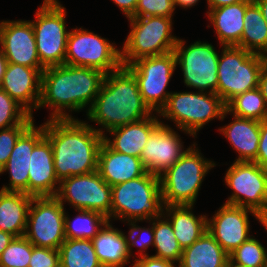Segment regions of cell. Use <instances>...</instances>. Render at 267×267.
Segmentation results:
<instances>
[{"label":"cell","mask_w":267,"mask_h":267,"mask_svg":"<svg viewBox=\"0 0 267 267\" xmlns=\"http://www.w3.org/2000/svg\"><path fill=\"white\" fill-rule=\"evenodd\" d=\"M66 8L59 0H43L31 21L37 54L44 68L65 64L67 38Z\"/></svg>","instance_id":"cell-9"},{"label":"cell","mask_w":267,"mask_h":267,"mask_svg":"<svg viewBox=\"0 0 267 267\" xmlns=\"http://www.w3.org/2000/svg\"><path fill=\"white\" fill-rule=\"evenodd\" d=\"M108 221L91 240L103 267H124L130 264L128 238L125 232Z\"/></svg>","instance_id":"cell-26"},{"label":"cell","mask_w":267,"mask_h":267,"mask_svg":"<svg viewBox=\"0 0 267 267\" xmlns=\"http://www.w3.org/2000/svg\"><path fill=\"white\" fill-rule=\"evenodd\" d=\"M33 244L25 237H14L0 256V267H28Z\"/></svg>","instance_id":"cell-37"},{"label":"cell","mask_w":267,"mask_h":267,"mask_svg":"<svg viewBox=\"0 0 267 267\" xmlns=\"http://www.w3.org/2000/svg\"><path fill=\"white\" fill-rule=\"evenodd\" d=\"M98 172L110 186L138 178L147 173L139 157L112 150L104 141L98 154Z\"/></svg>","instance_id":"cell-23"},{"label":"cell","mask_w":267,"mask_h":267,"mask_svg":"<svg viewBox=\"0 0 267 267\" xmlns=\"http://www.w3.org/2000/svg\"><path fill=\"white\" fill-rule=\"evenodd\" d=\"M229 254L207 230L191 246L183 249L178 267H227Z\"/></svg>","instance_id":"cell-29"},{"label":"cell","mask_w":267,"mask_h":267,"mask_svg":"<svg viewBox=\"0 0 267 267\" xmlns=\"http://www.w3.org/2000/svg\"><path fill=\"white\" fill-rule=\"evenodd\" d=\"M88 123L78 118L47 119L43 123L44 136L52 145L54 170L59 181L98 170L103 136Z\"/></svg>","instance_id":"cell-2"},{"label":"cell","mask_w":267,"mask_h":267,"mask_svg":"<svg viewBox=\"0 0 267 267\" xmlns=\"http://www.w3.org/2000/svg\"><path fill=\"white\" fill-rule=\"evenodd\" d=\"M106 74L99 69L62 64L45 68L37 110L48 108L49 119L76 118L70 112L86 114L100 92ZM68 111V112H67Z\"/></svg>","instance_id":"cell-1"},{"label":"cell","mask_w":267,"mask_h":267,"mask_svg":"<svg viewBox=\"0 0 267 267\" xmlns=\"http://www.w3.org/2000/svg\"><path fill=\"white\" fill-rule=\"evenodd\" d=\"M186 43L184 39L179 38L174 47L184 84L201 92L217 94L218 51L207 41L196 40L188 46Z\"/></svg>","instance_id":"cell-11"},{"label":"cell","mask_w":267,"mask_h":267,"mask_svg":"<svg viewBox=\"0 0 267 267\" xmlns=\"http://www.w3.org/2000/svg\"><path fill=\"white\" fill-rule=\"evenodd\" d=\"M65 212L55 196L33 197L24 236L35 247L59 250L66 239Z\"/></svg>","instance_id":"cell-13"},{"label":"cell","mask_w":267,"mask_h":267,"mask_svg":"<svg viewBox=\"0 0 267 267\" xmlns=\"http://www.w3.org/2000/svg\"><path fill=\"white\" fill-rule=\"evenodd\" d=\"M252 2H237L206 12L220 46H237L240 43L244 27V14Z\"/></svg>","instance_id":"cell-24"},{"label":"cell","mask_w":267,"mask_h":267,"mask_svg":"<svg viewBox=\"0 0 267 267\" xmlns=\"http://www.w3.org/2000/svg\"><path fill=\"white\" fill-rule=\"evenodd\" d=\"M224 182L233 190L224 203L256 212L267 207V169L257 163L234 161L225 173Z\"/></svg>","instance_id":"cell-15"},{"label":"cell","mask_w":267,"mask_h":267,"mask_svg":"<svg viewBox=\"0 0 267 267\" xmlns=\"http://www.w3.org/2000/svg\"><path fill=\"white\" fill-rule=\"evenodd\" d=\"M196 142L160 175L163 205H196L205 176L217 164L204 158ZM197 146V147H196Z\"/></svg>","instance_id":"cell-6"},{"label":"cell","mask_w":267,"mask_h":267,"mask_svg":"<svg viewBox=\"0 0 267 267\" xmlns=\"http://www.w3.org/2000/svg\"><path fill=\"white\" fill-rule=\"evenodd\" d=\"M28 172L29 195L56 196L60 181L54 170L52 145L46 137L33 148Z\"/></svg>","instance_id":"cell-21"},{"label":"cell","mask_w":267,"mask_h":267,"mask_svg":"<svg viewBox=\"0 0 267 267\" xmlns=\"http://www.w3.org/2000/svg\"><path fill=\"white\" fill-rule=\"evenodd\" d=\"M44 137V125L37 127L34 122L19 136L7 164L0 170V175L8 172L10 177L9 184H3L1 190L28 194L30 156Z\"/></svg>","instance_id":"cell-19"},{"label":"cell","mask_w":267,"mask_h":267,"mask_svg":"<svg viewBox=\"0 0 267 267\" xmlns=\"http://www.w3.org/2000/svg\"><path fill=\"white\" fill-rule=\"evenodd\" d=\"M229 262L246 267H267V248L251 235L229 254Z\"/></svg>","instance_id":"cell-35"},{"label":"cell","mask_w":267,"mask_h":267,"mask_svg":"<svg viewBox=\"0 0 267 267\" xmlns=\"http://www.w3.org/2000/svg\"><path fill=\"white\" fill-rule=\"evenodd\" d=\"M29 126L15 125L7 129H0V170L7 164L17 139Z\"/></svg>","instance_id":"cell-40"},{"label":"cell","mask_w":267,"mask_h":267,"mask_svg":"<svg viewBox=\"0 0 267 267\" xmlns=\"http://www.w3.org/2000/svg\"><path fill=\"white\" fill-rule=\"evenodd\" d=\"M158 117L157 113H153L138 122L114 128L107 132L110 137L105 133L103 141L116 152L140 158L150 134L161 124Z\"/></svg>","instance_id":"cell-22"},{"label":"cell","mask_w":267,"mask_h":267,"mask_svg":"<svg viewBox=\"0 0 267 267\" xmlns=\"http://www.w3.org/2000/svg\"><path fill=\"white\" fill-rule=\"evenodd\" d=\"M237 47L267 57V24L254 1L246 8L243 33Z\"/></svg>","instance_id":"cell-30"},{"label":"cell","mask_w":267,"mask_h":267,"mask_svg":"<svg viewBox=\"0 0 267 267\" xmlns=\"http://www.w3.org/2000/svg\"><path fill=\"white\" fill-rule=\"evenodd\" d=\"M117 5L126 18L136 17V6L138 0H111Z\"/></svg>","instance_id":"cell-44"},{"label":"cell","mask_w":267,"mask_h":267,"mask_svg":"<svg viewBox=\"0 0 267 267\" xmlns=\"http://www.w3.org/2000/svg\"><path fill=\"white\" fill-rule=\"evenodd\" d=\"M111 189V222L148 221L163 214L160 176L147 172Z\"/></svg>","instance_id":"cell-4"},{"label":"cell","mask_w":267,"mask_h":267,"mask_svg":"<svg viewBox=\"0 0 267 267\" xmlns=\"http://www.w3.org/2000/svg\"><path fill=\"white\" fill-rule=\"evenodd\" d=\"M72 219L65 212V237L66 239H89L92 240L103 226L109 221L102 214L89 210L78 209Z\"/></svg>","instance_id":"cell-32"},{"label":"cell","mask_w":267,"mask_h":267,"mask_svg":"<svg viewBox=\"0 0 267 267\" xmlns=\"http://www.w3.org/2000/svg\"><path fill=\"white\" fill-rule=\"evenodd\" d=\"M227 115L226 104L216 93L201 91L172 92L158 113L160 120L172 121L177 130L193 138L210 121H223Z\"/></svg>","instance_id":"cell-5"},{"label":"cell","mask_w":267,"mask_h":267,"mask_svg":"<svg viewBox=\"0 0 267 267\" xmlns=\"http://www.w3.org/2000/svg\"><path fill=\"white\" fill-rule=\"evenodd\" d=\"M59 253L60 267H103L89 239H65Z\"/></svg>","instance_id":"cell-31"},{"label":"cell","mask_w":267,"mask_h":267,"mask_svg":"<svg viewBox=\"0 0 267 267\" xmlns=\"http://www.w3.org/2000/svg\"><path fill=\"white\" fill-rule=\"evenodd\" d=\"M161 121L150 134L140 159L147 172L160 176L187 151L179 133Z\"/></svg>","instance_id":"cell-18"},{"label":"cell","mask_w":267,"mask_h":267,"mask_svg":"<svg viewBox=\"0 0 267 267\" xmlns=\"http://www.w3.org/2000/svg\"><path fill=\"white\" fill-rule=\"evenodd\" d=\"M153 112L144 103L134 75L124 66L106 74L100 92L87 112L102 136L114 128L138 122Z\"/></svg>","instance_id":"cell-3"},{"label":"cell","mask_w":267,"mask_h":267,"mask_svg":"<svg viewBox=\"0 0 267 267\" xmlns=\"http://www.w3.org/2000/svg\"><path fill=\"white\" fill-rule=\"evenodd\" d=\"M0 47L8 63L45 69L37 54L31 20L0 21Z\"/></svg>","instance_id":"cell-17"},{"label":"cell","mask_w":267,"mask_h":267,"mask_svg":"<svg viewBox=\"0 0 267 267\" xmlns=\"http://www.w3.org/2000/svg\"><path fill=\"white\" fill-rule=\"evenodd\" d=\"M256 220L264 227L267 232V207L257 212Z\"/></svg>","instance_id":"cell-50"},{"label":"cell","mask_w":267,"mask_h":267,"mask_svg":"<svg viewBox=\"0 0 267 267\" xmlns=\"http://www.w3.org/2000/svg\"><path fill=\"white\" fill-rule=\"evenodd\" d=\"M32 198L24 192L0 189V230L24 236Z\"/></svg>","instance_id":"cell-28"},{"label":"cell","mask_w":267,"mask_h":267,"mask_svg":"<svg viewBox=\"0 0 267 267\" xmlns=\"http://www.w3.org/2000/svg\"><path fill=\"white\" fill-rule=\"evenodd\" d=\"M125 67L136 78L144 103L158 114L172 93L167 90V86L177 68L174 51L142 57Z\"/></svg>","instance_id":"cell-12"},{"label":"cell","mask_w":267,"mask_h":267,"mask_svg":"<svg viewBox=\"0 0 267 267\" xmlns=\"http://www.w3.org/2000/svg\"><path fill=\"white\" fill-rule=\"evenodd\" d=\"M33 122L34 117L0 88V129L31 125Z\"/></svg>","instance_id":"cell-36"},{"label":"cell","mask_w":267,"mask_h":267,"mask_svg":"<svg viewBox=\"0 0 267 267\" xmlns=\"http://www.w3.org/2000/svg\"><path fill=\"white\" fill-rule=\"evenodd\" d=\"M154 244L157 258L180 263L183 249L179 245L169 220L162 214L153 218Z\"/></svg>","instance_id":"cell-33"},{"label":"cell","mask_w":267,"mask_h":267,"mask_svg":"<svg viewBox=\"0 0 267 267\" xmlns=\"http://www.w3.org/2000/svg\"><path fill=\"white\" fill-rule=\"evenodd\" d=\"M258 87L261 90V93L267 105V64L264 66L263 70L261 71Z\"/></svg>","instance_id":"cell-46"},{"label":"cell","mask_w":267,"mask_h":267,"mask_svg":"<svg viewBox=\"0 0 267 267\" xmlns=\"http://www.w3.org/2000/svg\"><path fill=\"white\" fill-rule=\"evenodd\" d=\"M227 267H246V266H242V265H239V264H236V263H231V262L228 261Z\"/></svg>","instance_id":"cell-52"},{"label":"cell","mask_w":267,"mask_h":267,"mask_svg":"<svg viewBox=\"0 0 267 267\" xmlns=\"http://www.w3.org/2000/svg\"><path fill=\"white\" fill-rule=\"evenodd\" d=\"M55 197L63 206L67 202L74 210L98 212L111 221L112 189L98 170L61 180Z\"/></svg>","instance_id":"cell-14"},{"label":"cell","mask_w":267,"mask_h":267,"mask_svg":"<svg viewBox=\"0 0 267 267\" xmlns=\"http://www.w3.org/2000/svg\"><path fill=\"white\" fill-rule=\"evenodd\" d=\"M249 214L256 219V211L224 203L207 217V230L228 254L251 236Z\"/></svg>","instance_id":"cell-16"},{"label":"cell","mask_w":267,"mask_h":267,"mask_svg":"<svg viewBox=\"0 0 267 267\" xmlns=\"http://www.w3.org/2000/svg\"><path fill=\"white\" fill-rule=\"evenodd\" d=\"M174 11L173 0H138L136 17L164 16L173 18Z\"/></svg>","instance_id":"cell-39"},{"label":"cell","mask_w":267,"mask_h":267,"mask_svg":"<svg viewBox=\"0 0 267 267\" xmlns=\"http://www.w3.org/2000/svg\"><path fill=\"white\" fill-rule=\"evenodd\" d=\"M232 122L217 130L238 153L235 161L254 162L258 153L260 121L232 115Z\"/></svg>","instance_id":"cell-25"},{"label":"cell","mask_w":267,"mask_h":267,"mask_svg":"<svg viewBox=\"0 0 267 267\" xmlns=\"http://www.w3.org/2000/svg\"><path fill=\"white\" fill-rule=\"evenodd\" d=\"M242 1H253V0H206L208 10L215 9L218 7L226 6V5H231L237 2H242Z\"/></svg>","instance_id":"cell-45"},{"label":"cell","mask_w":267,"mask_h":267,"mask_svg":"<svg viewBox=\"0 0 267 267\" xmlns=\"http://www.w3.org/2000/svg\"><path fill=\"white\" fill-rule=\"evenodd\" d=\"M173 18L164 16L131 17V30L121 49L125 67L142 57L164 55L174 51L179 37L174 36Z\"/></svg>","instance_id":"cell-8"},{"label":"cell","mask_w":267,"mask_h":267,"mask_svg":"<svg viewBox=\"0 0 267 267\" xmlns=\"http://www.w3.org/2000/svg\"><path fill=\"white\" fill-rule=\"evenodd\" d=\"M14 237L11 233L0 230V256Z\"/></svg>","instance_id":"cell-47"},{"label":"cell","mask_w":267,"mask_h":267,"mask_svg":"<svg viewBox=\"0 0 267 267\" xmlns=\"http://www.w3.org/2000/svg\"><path fill=\"white\" fill-rule=\"evenodd\" d=\"M217 95L227 104L235 96L257 88L267 57L237 46H221Z\"/></svg>","instance_id":"cell-7"},{"label":"cell","mask_w":267,"mask_h":267,"mask_svg":"<svg viewBox=\"0 0 267 267\" xmlns=\"http://www.w3.org/2000/svg\"><path fill=\"white\" fill-rule=\"evenodd\" d=\"M7 65H8L7 59L3 53V50L0 47V84L2 83Z\"/></svg>","instance_id":"cell-49"},{"label":"cell","mask_w":267,"mask_h":267,"mask_svg":"<svg viewBox=\"0 0 267 267\" xmlns=\"http://www.w3.org/2000/svg\"><path fill=\"white\" fill-rule=\"evenodd\" d=\"M28 267H60L59 250L33 245Z\"/></svg>","instance_id":"cell-41"},{"label":"cell","mask_w":267,"mask_h":267,"mask_svg":"<svg viewBox=\"0 0 267 267\" xmlns=\"http://www.w3.org/2000/svg\"><path fill=\"white\" fill-rule=\"evenodd\" d=\"M175 9L179 6L183 9H190V7L197 5L199 0H173Z\"/></svg>","instance_id":"cell-48"},{"label":"cell","mask_w":267,"mask_h":267,"mask_svg":"<svg viewBox=\"0 0 267 267\" xmlns=\"http://www.w3.org/2000/svg\"><path fill=\"white\" fill-rule=\"evenodd\" d=\"M254 162L260 165L262 168L267 169V120L260 121L258 153Z\"/></svg>","instance_id":"cell-42"},{"label":"cell","mask_w":267,"mask_h":267,"mask_svg":"<svg viewBox=\"0 0 267 267\" xmlns=\"http://www.w3.org/2000/svg\"><path fill=\"white\" fill-rule=\"evenodd\" d=\"M230 116L258 121L267 120V105L259 87L235 96L226 104Z\"/></svg>","instance_id":"cell-34"},{"label":"cell","mask_w":267,"mask_h":267,"mask_svg":"<svg viewBox=\"0 0 267 267\" xmlns=\"http://www.w3.org/2000/svg\"><path fill=\"white\" fill-rule=\"evenodd\" d=\"M138 222L143 221H132L127 223L129 227L128 231V252L130 255V258L137 259L141 257L148 256V253H146L147 249H149V246H153L154 244V231H153V219L145 221L146 223H149V226L141 227L140 225H137ZM152 223V224H151ZM151 225V226H150ZM132 247H138L139 250H137V255H133V248ZM133 256V257H131Z\"/></svg>","instance_id":"cell-38"},{"label":"cell","mask_w":267,"mask_h":267,"mask_svg":"<svg viewBox=\"0 0 267 267\" xmlns=\"http://www.w3.org/2000/svg\"><path fill=\"white\" fill-rule=\"evenodd\" d=\"M257 6L260 8L262 15L264 17V20L267 24V0H253Z\"/></svg>","instance_id":"cell-51"},{"label":"cell","mask_w":267,"mask_h":267,"mask_svg":"<svg viewBox=\"0 0 267 267\" xmlns=\"http://www.w3.org/2000/svg\"><path fill=\"white\" fill-rule=\"evenodd\" d=\"M65 64L99 69L105 74L120 69L121 49L88 29L73 28L67 38Z\"/></svg>","instance_id":"cell-10"},{"label":"cell","mask_w":267,"mask_h":267,"mask_svg":"<svg viewBox=\"0 0 267 267\" xmlns=\"http://www.w3.org/2000/svg\"><path fill=\"white\" fill-rule=\"evenodd\" d=\"M45 69L8 63L0 88L31 116L37 110L41 95V78Z\"/></svg>","instance_id":"cell-20"},{"label":"cell","mask_w":267,"mask_h":267,"mask_svg":"<svg viewBox=\"0 0 267 267\" xmlns=\"http://www.w3.org/2000/svg\"><path fill=\"white\" fill-rule=\"evenodd\" d=\"M193 205H167L163 215L169 220L182 249L191 246L207 231L208 215L196 216Z\"/></svg>","instance_id":"cell-27"},{"label":"cell","mask_w":267,"mask_h":267,"mask_svg":"<svg viewBox=\"0 0 267 267\" xmlns=\"http://www.w3.org/2000/svg\"><path fill=\"white\" fill-rule=\"evenodd\" d=\"M132 267H178L174 262L157 258L154 256H145L141 258L134 259Z\"/></svg>","instance_id":"cell-43"}]
</instances>
